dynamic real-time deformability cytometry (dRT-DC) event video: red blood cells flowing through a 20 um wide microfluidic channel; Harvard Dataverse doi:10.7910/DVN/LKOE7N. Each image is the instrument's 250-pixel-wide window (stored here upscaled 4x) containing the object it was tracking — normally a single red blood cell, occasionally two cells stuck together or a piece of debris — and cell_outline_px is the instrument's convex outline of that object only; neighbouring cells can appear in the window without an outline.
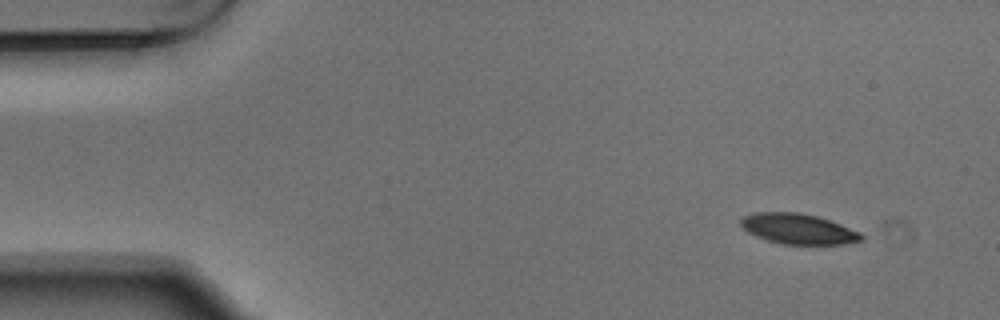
{"species": "Egyptian fruit bat (a non-hibernating species)", "species_latin": "Rousettus aegyptiacus", "temperature_condition": "warm", "stored_images_in_passage": 3, "camera_frame_rate_fps": 3000, "um_per_image_px": 0.085, "animal": {"sex": "male"}, "frame": {"image": 1, "passage_image": 1, "time_ms": 0.0, "image_size_px": [1000, 320], "cell_outline_px": [[864, 240], [844, 244], [784, 244], [768, 240], [756, 236], [748, 232], [740, 224], [740, 220], [744, 216], [756, 212], [800, 212], [816, 216], [840, 224], [860, 232], [864, 236]], "centroid_in_image_um": [67.86, 19.45], "position_along_channel_um": 17.1, "area_um2": 21.21}}
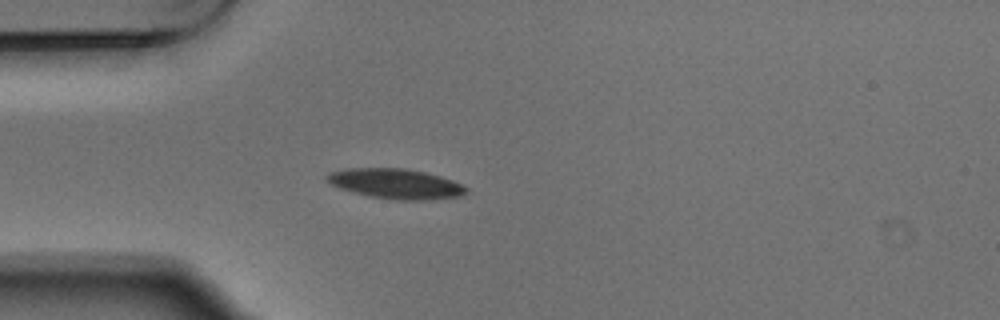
{"frame": {"image": 2, "passage_image": 3, "time_ms": 0.667, "image_size_px": [1000, 320], "cell_outline_px": [[468, 192], [460, 196], [436, 200], [396, 200], [368, 196], [340, 188], [332, 184], [324, 176], [328, 172], [348, 168], [408, 168], [440, 176], [452, 180], [468, 188]], "centroid_in_image_um": [33.66, 15.62], "position_along_channel_um": 51.3, "area_um2": 24.51}}